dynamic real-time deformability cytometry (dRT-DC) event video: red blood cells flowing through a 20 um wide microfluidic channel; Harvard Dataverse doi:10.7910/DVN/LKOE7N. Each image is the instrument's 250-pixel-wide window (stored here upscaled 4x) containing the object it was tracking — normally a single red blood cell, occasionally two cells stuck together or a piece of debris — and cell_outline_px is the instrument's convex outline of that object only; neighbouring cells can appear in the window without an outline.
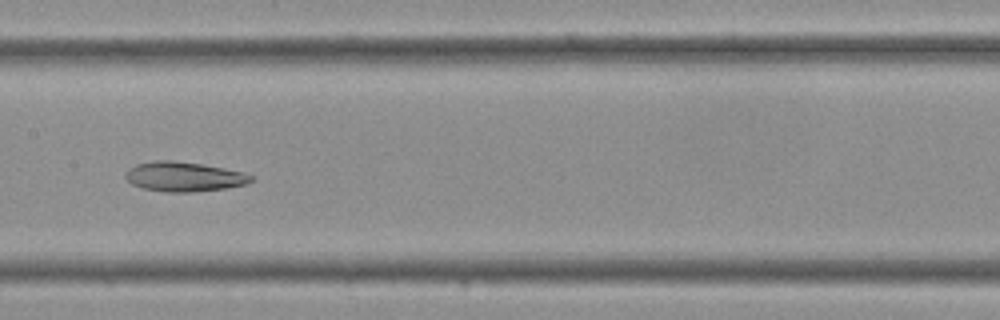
{"species": "Egyptian fruit bat (a non-hibernating species)", "species_latin": "Rousettus aegyptiacus", "temperature_condition": "cold", "stored_images_in_passage": 30, "camera_frame_rate_fps": 3000, "um_per_image_px": 0.085, "frame": {"image": 1, "passage_image": 12, "time_ms": 3.667, "image_size_px": [1000, 320], "cell_outline_px": [[252, 180], [248, 184], [228, 188], [192, 192], [164, 192], [140, 188], [132, 184], [124, 176], [128, 168], [136, 164], [152, 160], [172, 160], [200, 164], [224, 168], [244, 172], [252, 176]], "centroid_in_image_um": [15.61, 15.02], "position_along_channel_um": 191.8, "area_um2": 21.91}}
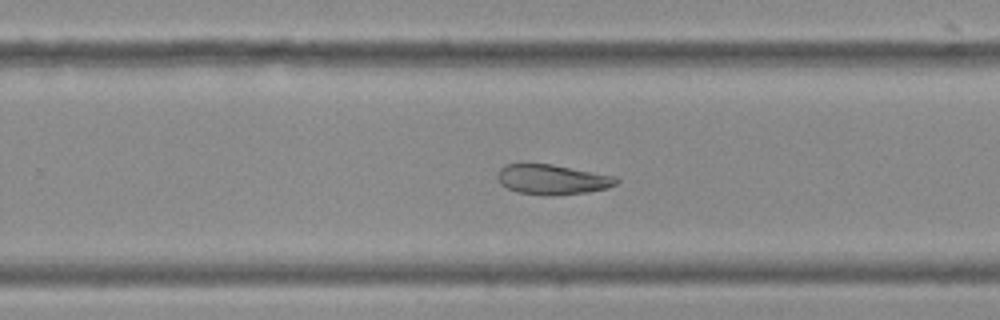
{"frame": {"image": 2, "passage_image": 17, "time_ms": 5.333, "image_size_px": [1000, 320], "cell_outline_px": [[620, 180], [616, 184], [608, 188], [588, 192], [552, 196], [516, 192], [500, 184], [496, 176], [496, 172], [500, 168], [508, 164], [552, 164], [616, 176]], "centroid_in_image_um": [46.95, 15.26], "position_along_channel_um": 282.9, "area_um2": 20.92}}
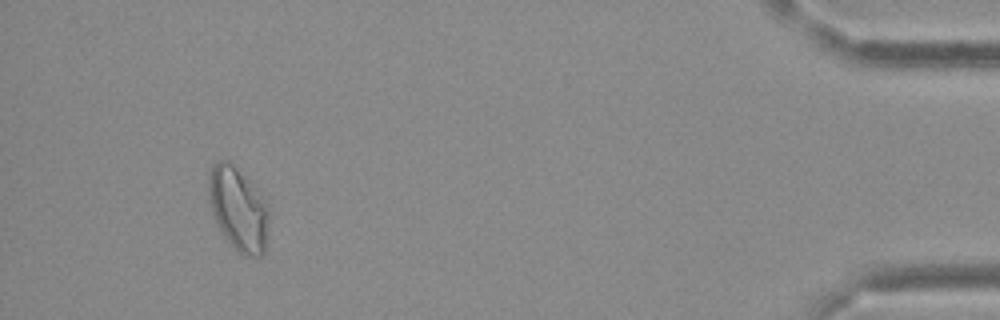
{"frame": {"image": 3, "passage_image": 28, "time_ms": 9.0, "image_size_px": [1000, 320], "cell_outline_px": [[268, 220], [264, 252], [260, 256], [244, 256], [228, 240], [216, 224], [212, 212], [208, 192], [208, 176], [212, 164], [216, 160], [228, 160], [268, 200]], "centroid_in_image_um": [20.24, 17.72], "position_along_channel_um": 415.0, "area_um2": 29.19}}